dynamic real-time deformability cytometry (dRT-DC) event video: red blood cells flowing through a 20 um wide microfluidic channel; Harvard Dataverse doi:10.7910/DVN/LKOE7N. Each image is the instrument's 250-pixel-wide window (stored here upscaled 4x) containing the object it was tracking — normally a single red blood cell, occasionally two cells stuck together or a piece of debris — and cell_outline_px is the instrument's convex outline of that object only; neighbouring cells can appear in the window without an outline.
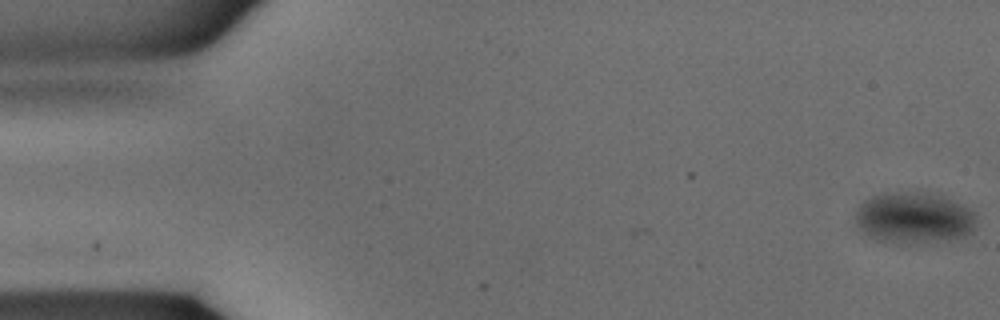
{"species": "common noctule bat (a hibernating species)", "species_latin": "Nyctalus noctula", "temperature_condition": "warm", "stored_images_in_passage": 37, "camera_frame_rate_fps": 3000, "um_per_image_px": 0.085, "animal": {"sex": "male", "body_mass_g": 15.6}, "frame": {"image": 1, "passage_image": 1, "time_ms": 0.0, "image_size_px": [1000, 320], "cell_outline_px": [[976, 228], [972, 232], [956, 240], [908, 244], [896, 244], [876, 240], [864, 232], [856, 224], [856, 212], [860, 204], [864, 200], [872, 196], [884, 192], [920, 192], [944, 196], [964, 204], [976, 212]], "centroid_in_image_um": [77.74, 18.53], "position_along_channel_um": 7.3, "area_um2": 36.99}}
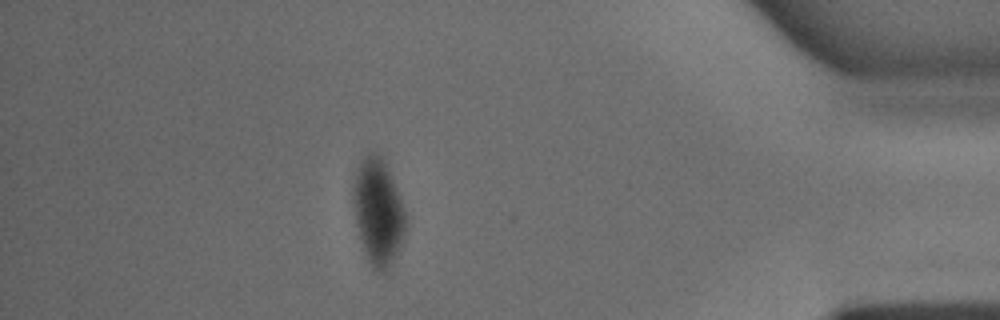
{"frame": {"image": 2, "passage_image": 32, "time_ms": 10.333, "image_size_px": [1000, 320], "cell_outline_px": [[408, 216], [404, 236], [396, 252], [384, 272], [376, 272], [368, 264], [360, 240], [356, 224], [352, 196], [352, 184], [356, 172], [364, 156], [368, 152], [376, 152], [380, 156], [396, 188]], "centroid_in_image_um": [32.11, 18.03], "position_along_channel_um": 403.1, "area_um2": 32.19}}